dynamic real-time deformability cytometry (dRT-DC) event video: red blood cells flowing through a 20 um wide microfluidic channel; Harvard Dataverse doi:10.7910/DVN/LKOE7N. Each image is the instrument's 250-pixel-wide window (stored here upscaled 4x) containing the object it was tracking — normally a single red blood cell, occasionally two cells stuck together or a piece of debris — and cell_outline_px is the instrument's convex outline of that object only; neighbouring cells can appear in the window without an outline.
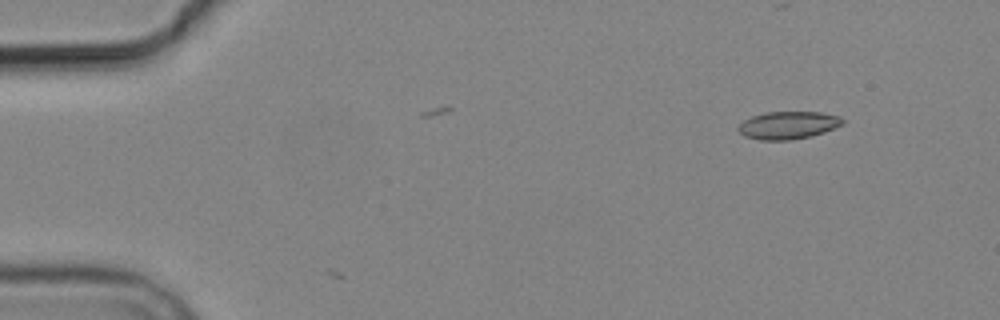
{"species": "common noctule bat (a hibernating species)", "species_latin": "Nyctalus noctula", "temperature_condition": "cold", "stored_images_in_passage": 3, "camera_frame_rate_fps": 3000, "um_per_image_px": 0.085, "animal": {"sex": "male", "body_mass_g": 19.2, "forearm_length_mm": 51.8}, "frame": {"image": 1, "passage_image": 1, "time_ms": 0.0, "image_size_px": [1000, 320], "cell_outline_px": [[844, 124], [824, 132], [812, 136], [792, 140], [760, 140], [744, 136], [736, 128], [744, 120], [752, 116], [764, 112], [820, 112], [840, 116], [844, 120]], "centroid_in_image_um": [67.0, 10.64], "position_along_channel_um": 18.0, "area_um2": 16.94}}
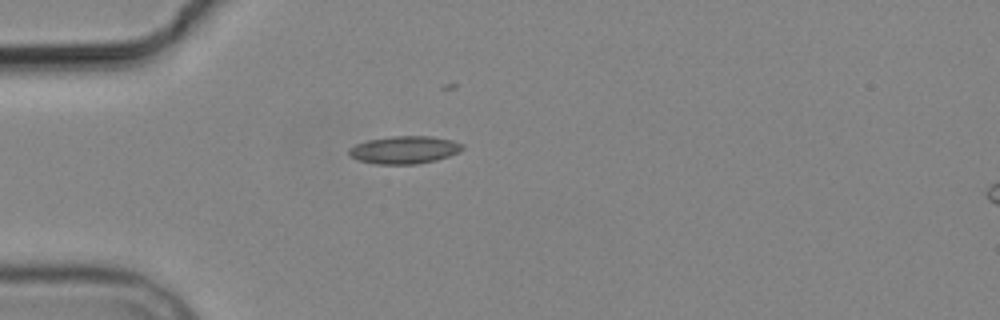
{"frame": {"image": 2, "passage_image": 3, "time_ms": 3.333, "image_size_px": [1000, 320], "cell_outline_px": [[464, 148], [460, 152], [436, 160], [416, 164], [376, 164], [356, 160], [348, 156], [348, 148], [356, 144], [368, 140], [392, 136], [432, 136], [452, 140], [464, 144]], "centroid_in_image_um": [34.36, 12.74], "position_along_channel_um": 50.6, "area_um2": 18.5}}